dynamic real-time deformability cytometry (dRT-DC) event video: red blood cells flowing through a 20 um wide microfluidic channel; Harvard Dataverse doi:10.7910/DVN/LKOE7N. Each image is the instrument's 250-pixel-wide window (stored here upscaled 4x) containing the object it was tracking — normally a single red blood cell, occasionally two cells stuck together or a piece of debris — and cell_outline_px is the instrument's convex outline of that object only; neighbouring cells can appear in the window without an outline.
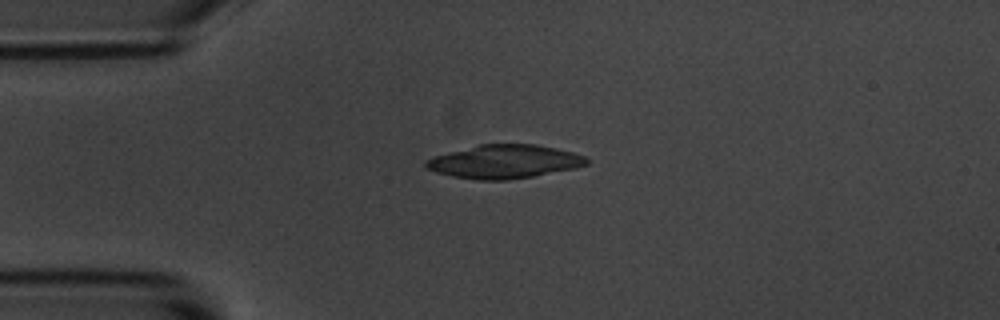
{"species": "common noctule bat (a hibernating species)", "species_latin": "Nyctalus noctula", "temperature_condition": "room temperature", "stored_images_in_passage": 1, "camera_frame_rate_fps": 3000, "um_per_image_px": 0.085, "animal": {"sex": "male", "body_mass_g": 20.1, "forearm_length_mm": 53.5}, "frame": {"image": 1, "passage_image": 1, "time_ms": 0.0, "image_size_px": [1000, 320], "cell_outline_px": [[588, 164], [576, 168], [532, 176], [508, 180], [476, 180], [452, 176], [436, 172], [428, 168], [424, 164], [424, 160], [432, 156], [480, 144], [536, 144], [556, 148], [572, 152], [584, 156], [588, 160]], "centroid_in_image_um": [42.85, 13.73], "position_along_channel_um": 42.2, "area_um2": 31.39}}